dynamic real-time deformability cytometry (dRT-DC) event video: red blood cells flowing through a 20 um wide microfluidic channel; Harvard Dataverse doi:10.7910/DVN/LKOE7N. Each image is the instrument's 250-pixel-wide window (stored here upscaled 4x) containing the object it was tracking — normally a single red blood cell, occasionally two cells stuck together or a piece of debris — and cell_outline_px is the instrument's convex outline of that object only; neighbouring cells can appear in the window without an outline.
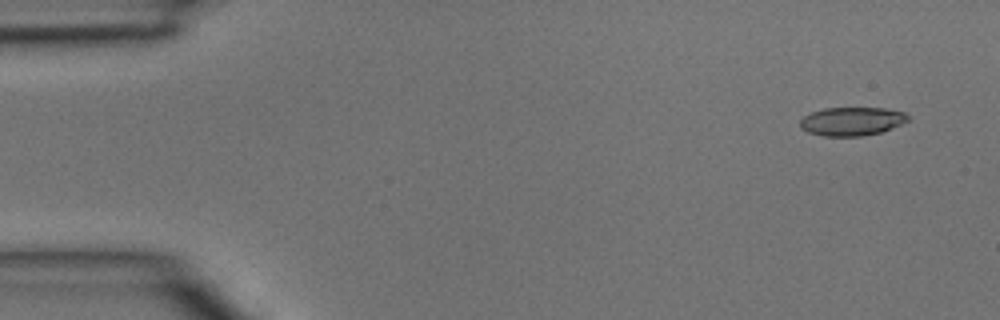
{"species": "common noctule bat (a hibernating species)", "species_latin": "Nyctalus noctula", "temperature_condition": "room temperature", "stored_images_in_passage": 4, "segment_of_instrument_passage": [2, 2], "camera_frame_rate_fps": 3000, "um_per_image_px": 0.085, "animal": {"sex": "male", "body_mass_g": 15.6}, "frame": {"image": 1, "passage_image": 4, "time_ms": 1.0, "image_size_px": [1000, 320], "cell_outline_px": [[908, 120], [892, 128], [880, 132], [864, 136], [824, 136], [808, 132], [800, 128], [800, 120], [804, 116], [812, 112], [824, 108], [884, 108], [904, 112], [908, 116]], "centroid_in_image_um": [72.38, 10.31], "position_along_channel_um": 12.6, "area_um2": 17.86}}